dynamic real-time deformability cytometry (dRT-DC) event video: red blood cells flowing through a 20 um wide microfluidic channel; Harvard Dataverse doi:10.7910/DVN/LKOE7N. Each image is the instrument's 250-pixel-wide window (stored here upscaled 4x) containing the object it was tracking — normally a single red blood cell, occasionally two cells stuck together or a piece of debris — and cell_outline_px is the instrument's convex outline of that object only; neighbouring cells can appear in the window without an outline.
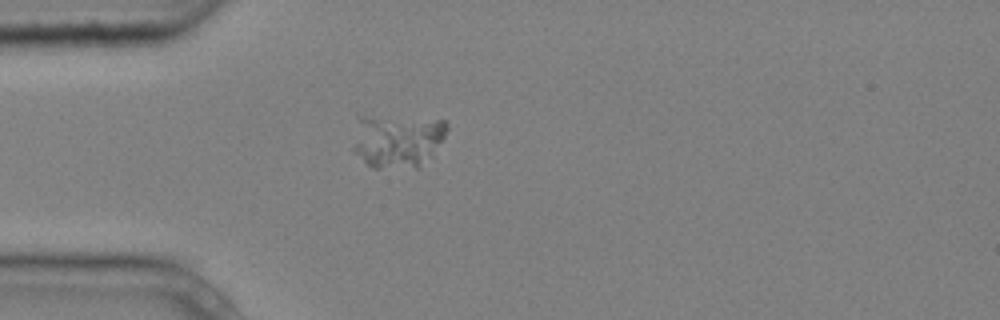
{"species": "common noctule bat (a hibernating species)", "species_latin": "Nyctalus noctula", "temperature_condition": "cold", "stored_images_in_passage": 1, "camera_frame_rate_fps": 3000, "um_per_image_px": 0.085, "animal": {"sex": "male", "body_mass_g": 20.4}, "frame": {"image": 1, "passage_image": 1, "time_ms": 0.0, "image_size_px": [1000, 320], "cell_outline_px": [[448, 128], [444, 136], [432, 156], [416, 168], [372, 168], [352, 152], [352, 148], [356, 112], [372, 112], [448, 120]], "centroid_in_image_um": [33.68, 11.85], "position_along_channel_um": 51.3, "area_um2": 31.33}}